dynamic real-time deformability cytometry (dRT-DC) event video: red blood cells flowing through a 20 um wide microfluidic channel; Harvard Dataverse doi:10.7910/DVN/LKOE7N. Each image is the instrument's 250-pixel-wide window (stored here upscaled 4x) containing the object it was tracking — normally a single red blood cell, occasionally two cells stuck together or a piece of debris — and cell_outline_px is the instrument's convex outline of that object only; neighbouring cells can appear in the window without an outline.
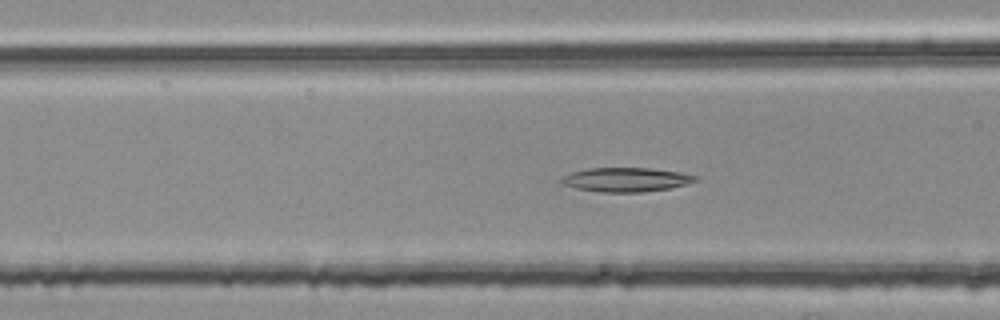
{"species": "common noctule bat (a hibernating species)", "species_latin": "Nyctalus noctula", "temperature_condition": "room temperature", "stored_images_in_passage": 53, "camera_frame_rate_fps": 3000, "um_per_image_px": 0.085, "animal": {"sex": "female", "body_mass_g": 25.1}, "frame": {"image": 1, "passage_image": 20, "time_ms": 6.333, "image_size_px": [1000, 320], "cell_outline_px": [[700, 180], [668, 188], [640, 192], [600, 192], [576, 188], [560, 184], [560, 180], [564, 176], [572, 172], [588, 168], [652, 168], [680, 172], [700, 176]], "centroid_in_image_um": [53.22, 15.26], "position_along_channel_um": 113.4, "area_um2": 18.84}}
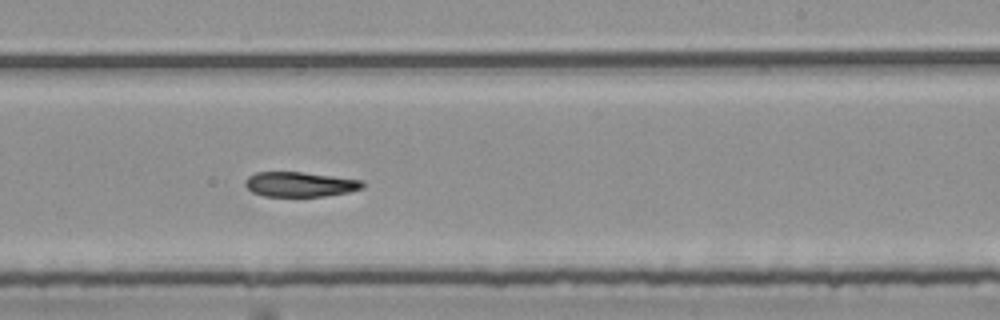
{"frame": {"image": 2, "passage_image": 32, "time_ms": 10.333, "image_size_px": [1000, 320], "cell_outline_px": [[364, 188], [348, 192], [324, 196], [264, 196], [252, 192], [244, 184], [244, 180], [248, 176], [256, 172], [300, 172], [364, 180]], "centroid_in_image_um": [25.49, 15.66], "position_along_channel_um": 263.5, "area_um2": 16.99}}
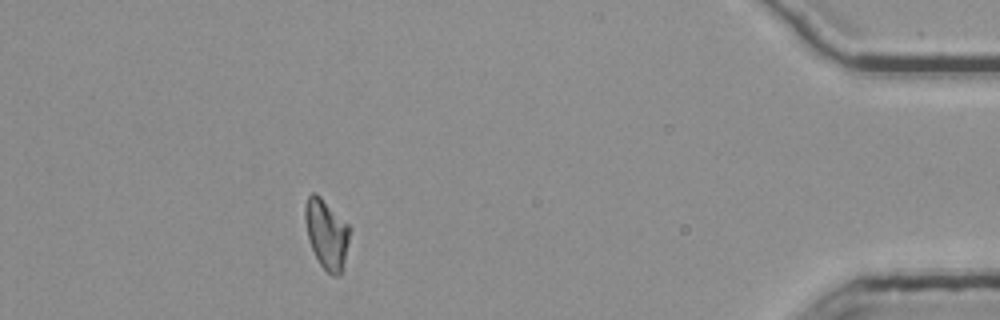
{"frame": {"image": 3, "passage_image": 48, "time_ms": 15.667, "image_size_px": [1000, 320], "cell_outline_px": [[352, 228], [340, 276], [332, 276], [320, 264], [308, 240], [304, 220], [304, 204], [308, 196], [312, 192], [316, 192]], "centroid_in_image_um": [27.75, 19.85], "position_along_channel_um": 407.5, "area_um2": 18.15}}